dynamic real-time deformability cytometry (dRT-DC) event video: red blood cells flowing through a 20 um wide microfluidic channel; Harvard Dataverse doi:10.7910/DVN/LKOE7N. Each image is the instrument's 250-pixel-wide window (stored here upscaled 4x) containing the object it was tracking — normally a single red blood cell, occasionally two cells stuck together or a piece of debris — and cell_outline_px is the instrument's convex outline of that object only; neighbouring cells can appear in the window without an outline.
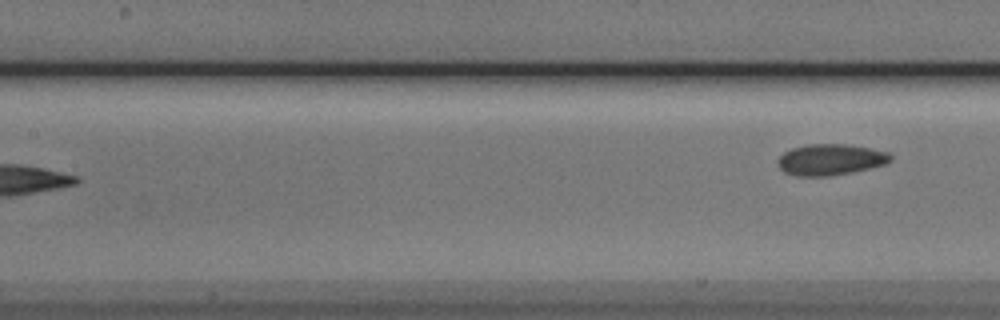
{"species": "Egyptian fruit bat (a non-hibernating species)", "species_latin": "Rousettus aegyptiacus", "temperature_condition": "cold", "stored_images_in_passage": 8, "segment_of_instrument_passage": [2, 2], "camera_frame_rate_fps": 3000, "um_per_image_px": 0.085, "animal": {"sex": "male"}, "frame": {"image": 1, "passage_image": 8, "time_ms": 9.333, "image_size_px": [1000, 320], "cell_outline_px": [[892, 160], [884, 164], [868, 168], [828, 176], [800, 176], [784, 172], [776, 164], [776, 160], [784, 152], [792, 148], [804, 144], [844, 144], [892, 152]], "centroid_in_image_um": [70.56, 13.55], "position_along_channel_um": 136.8, "area_um2": 20.4}}